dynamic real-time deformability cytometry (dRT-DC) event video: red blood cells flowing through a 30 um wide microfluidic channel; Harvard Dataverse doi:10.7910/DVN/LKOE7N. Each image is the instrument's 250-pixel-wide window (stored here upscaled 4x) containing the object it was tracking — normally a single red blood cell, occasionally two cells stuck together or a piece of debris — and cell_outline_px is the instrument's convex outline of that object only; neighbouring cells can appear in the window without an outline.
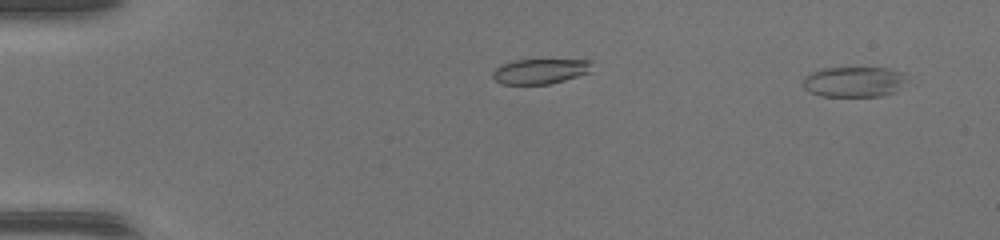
{"species": "common noctule bat (a hibernating species)", "species_latin": "Nyctalus noctula", "temperature_condition": "warm", "stored_images_in_passage": 38, "camera_frame_rate_fps": 3000, "um_per_image_px": 0.085, "animal": {"sex": "female", "body_mass_g": 17.0, "forearm_length_mm": 48.0}, "frame": {"image": 1, "passage_image": 3, "time_ms": 0.667, "image_size_px": [1000, 240], "cell_outline_px": [[904, 80], [896, 92], [880, 96], [820, 96], [804, 88], [800, 84], [804, 76], [812, 72], [824, 68], [888, 68], [904, 72]], "centroid_in_image_um": [72.54, 6.95], "position_along_channel_um": 12.5, "area_um2": 18.38}}
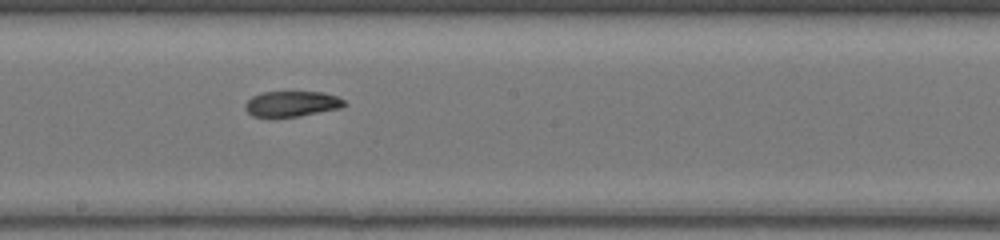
{"frame": {"image": 2, "passage_image": 19, "time_ms": 6.0, "image_size_px": [1000, 240], "cell_outline_px": [[348, 104], [340, 108], [300, 116], [252, 116], [244, 108], [244, 104], [252, 96], [260, 92], [324, 92], [336, 96], [344, 100]], "centroid_in_image_um": [24.81, 8.81], "position_along_channel_um": 223.4, "area_um2": 14.68}}
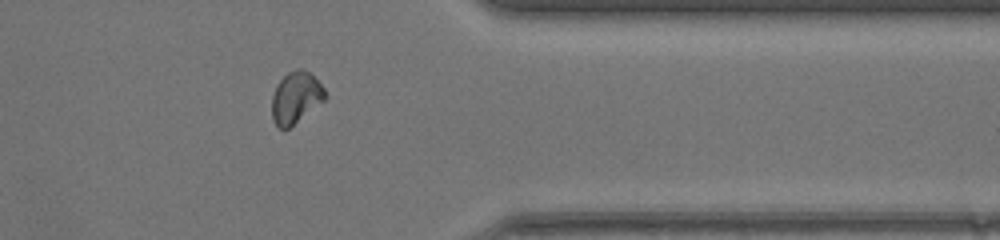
{"frame": {"image": 3, "passage_image": 31, "time_ms": 10.0, "image_size_px": [1000, 240], "cell_outline_px": [[328, 96], [324, 100], [288, 128], [280, 128], [272, 120], [272, 96], [276, 84], [288, 72], [296, 68], [300, 68], [308, 72], [324, 88]], "centroid_in_image_um": [25.12, 8.27], "position_along_channel_um": 386.3, "area_um2": 15.72}}